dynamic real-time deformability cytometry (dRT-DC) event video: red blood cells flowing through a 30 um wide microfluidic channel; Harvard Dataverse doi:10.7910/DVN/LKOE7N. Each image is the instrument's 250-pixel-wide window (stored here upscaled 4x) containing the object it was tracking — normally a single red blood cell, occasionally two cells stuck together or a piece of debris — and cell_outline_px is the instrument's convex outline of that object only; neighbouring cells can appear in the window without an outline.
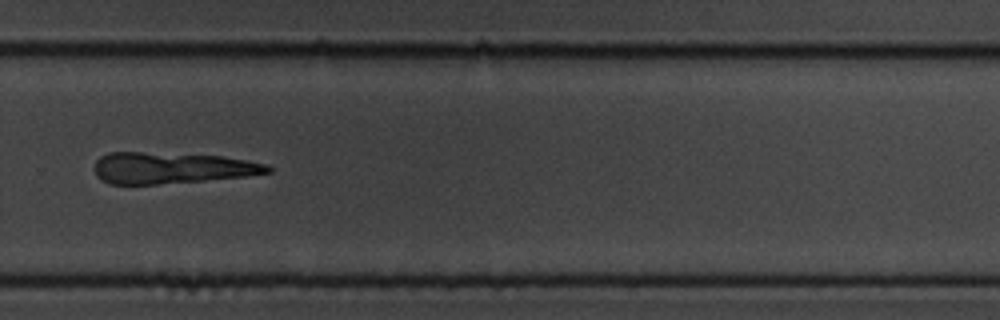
{"species": "common noctule bat (a hibernating species)", "species_latin": "Nyctalus noctula", "temperature_condition": "cold", "stored_images_in_passage": 39, "camera_frame_rate_fps": 3000, "um_per_image_px": 0.085, "animal": {"sex": "male", "body_mass_g": 19.5, "forearm_length_mm": 54.6}, "frame": {"image": 1, "passage_image": 22, "time_ms": 7.0, "image_size_px": [1000, 320], "cell_outline_px": [[272, 172], [244, 176], [204, 180], [156, 184], [108, 184], [100, 180], [96, 176], [96, 160], [100, 156], [108, 152], [140, 152], [220, 156], [248, 160], [268, 164], [272, 168]], "centroid_in_image_um": [14.57, 14.27], "position_along_channel_um": 315.2, "area_um2": 31.44}}
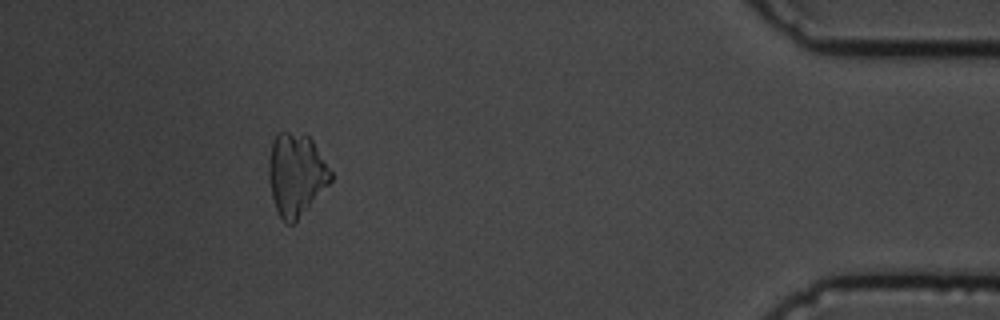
{"frame": {"image": 2, "passage_image": 34, "time_ms": 11.0, "image_size_px": [1000, 320], "cell_outline_px": [[332, 180], [308, 208], [292, 224], [288, 224], [280, 216], [276, 208], [272, 196], [268, 180], [268, 160], [272, 140], [276, 132], [304, 132], [312, 140], [332, 172]], "centroid_in_image_um": [25.15, 14.78], "position_along_channel_um": 410.1, "area_um2": 29.82}}